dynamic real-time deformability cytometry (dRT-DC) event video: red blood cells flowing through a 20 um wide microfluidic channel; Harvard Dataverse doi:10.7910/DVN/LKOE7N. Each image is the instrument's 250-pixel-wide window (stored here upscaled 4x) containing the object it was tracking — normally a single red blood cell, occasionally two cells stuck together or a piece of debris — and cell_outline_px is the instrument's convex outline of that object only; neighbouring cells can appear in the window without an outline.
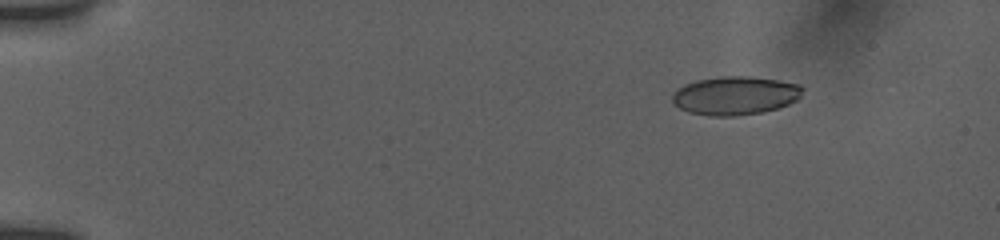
{"species": "human", "species_latin": "Homo sapiens", "temperature_condition": "room temperature", "stored_images_in_passage": 16, "camera_frame_rate_fps": 3000, "um_per_image_px": 0.085, "donor": {"sex": "female"}, "frame": {"image": 1, "passage_image": 3, "time_ms": 2.0, "image_size_px": [1000, 240], "cell_outline_px": [[804, 88], [800, 96], [796, 100], [788, 104], [764, 112], [736, 116], [712, 116], [688, 112], [680, 108], [672, 100], [672, 96], [684, 84], [696, 80], [720, 76], [748, 76], [776, 80], [800, 84]], "centroid_in_image_um": [62.5, 8.12], "position_along_channel_um": 22.5, "area_um2": 29.13}}
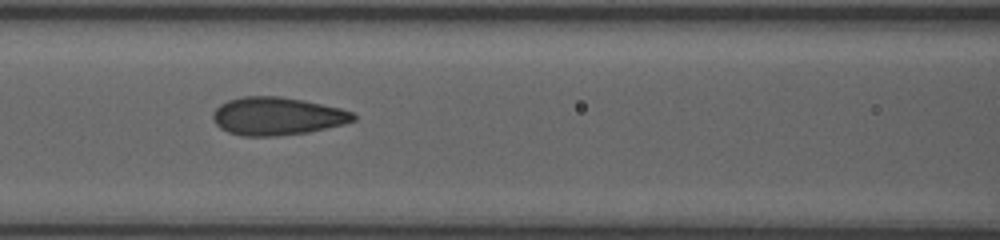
{"frame": {"image": 2, "passage_image": 9, "time_ms": 8.0, "image_size_px": [1000, 240], "cell_outline_px": [[356, 120], [344, 124], [308, 132], [276, 136], [244, 136], [228, 132], [220, 128], [216, 124], [212, 116], [212, 112], [220, 104], [228, 100], [244, 96], [280, 96], [304, 100], [340, 108], [352, 112], [356, 116]], "centroid_in_image_um": [23.55, 9.87], "position_along_channel_um": 143.1, "area_um2": 31.1}}
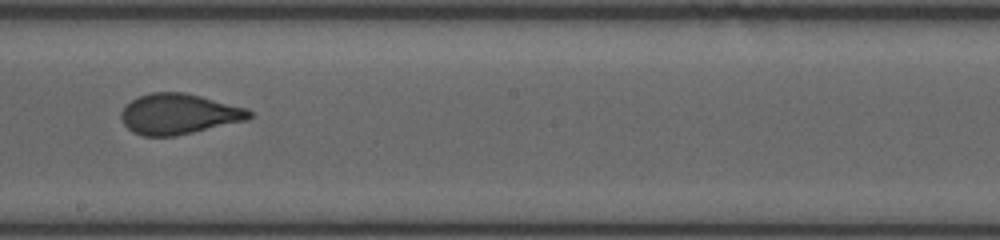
{"frame": {"image": 3, "passage_image": 14, "time_ms": 10.333, "image_size_px": [1000, 240], "cell_outline_px": [[252, 116], [248, 120], [176, 136], [144, 136], [132, 132], [124, 124], [120, 116], [120, 112], [124, 104], [140, 96], [152, 92], [184, 92], [248, 108], [252, 112]], "centroid_in_image_um": [15.19, 9.69], "position_along_channel_um": 233.0, "area_um2": 30.4}}